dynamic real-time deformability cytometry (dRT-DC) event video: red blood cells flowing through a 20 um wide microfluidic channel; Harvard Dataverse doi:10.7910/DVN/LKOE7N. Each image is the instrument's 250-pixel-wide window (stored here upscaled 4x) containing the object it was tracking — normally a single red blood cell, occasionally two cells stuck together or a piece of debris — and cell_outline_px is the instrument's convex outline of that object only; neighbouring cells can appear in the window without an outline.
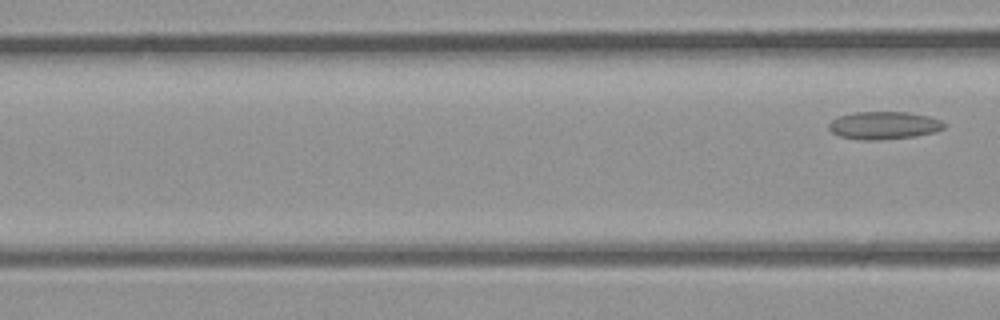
{"species": "common noctule bat (a hibernating species)", "species_latin": "Nyctalus noctula", "temperature_condition": "room temperature", "stored_images_in_passage": 5, "segment_of_instrument_passage": [2, 2], "camera_frame_rate_fps": 3000, "um_per_image_px": 0.085, "animal": {"sex": "male", "body_mass_g": 23.1, "forearm_length_mm": 52.7}, "frame": {"image": 1, "passage_image": 5, "time_ms": 1.333, "image_size_px": [1000, 320], "cell_outline_px": [[948, 124], [944, 128], [936, 132], [916, 136], [880, 140], [860, 140], [840, 136], [832, 132], [828, 128], [828, 124], [832, 120], [840, 116], [852, 112], [908, 112], [928, 116], [940, 120]], "centroid_in_image_um": [75.15, 10.66], "position_along_channel_um": 91.4, "area_um2": 18.79}}